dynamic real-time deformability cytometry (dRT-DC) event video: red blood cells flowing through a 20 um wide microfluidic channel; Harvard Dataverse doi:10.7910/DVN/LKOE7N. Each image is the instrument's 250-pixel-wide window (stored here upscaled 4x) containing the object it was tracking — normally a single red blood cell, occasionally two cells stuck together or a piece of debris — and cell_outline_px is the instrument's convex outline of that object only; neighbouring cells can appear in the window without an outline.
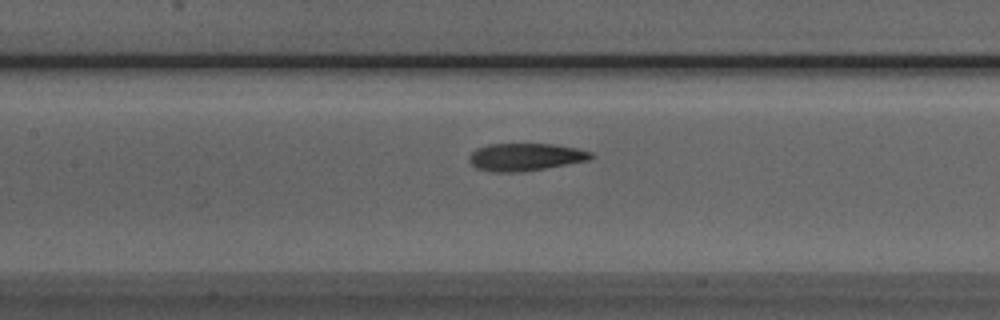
{"species": "Egyptian fruit bat (a non-hibernating species)", "species_latin": "Rousettus aegyptiacus", "temperature_condition": "room temperature", "stored_images_in_passage": 5, "camera_frame_rate_fps": 3000, "um_per_image_px": 0.085, "animal": {"sex": "male"}, "frame": {"image": 1, "passage_image": 5, "time_ms": 5.0, "image_size_px": [1000, 320], "cell_outline_px": [[596, 156], [588, 160], [544, 168], [516, 172], [496, 172], [476, 168], [468, 160], [468, 156], [476, 148], [488, 144], [552, 144], [576, 148], [592, 152]], "centroid_in_image_um": [44.64, 13.33], "position_along_channel_um": 162.8, "area_um2": 19.42}}